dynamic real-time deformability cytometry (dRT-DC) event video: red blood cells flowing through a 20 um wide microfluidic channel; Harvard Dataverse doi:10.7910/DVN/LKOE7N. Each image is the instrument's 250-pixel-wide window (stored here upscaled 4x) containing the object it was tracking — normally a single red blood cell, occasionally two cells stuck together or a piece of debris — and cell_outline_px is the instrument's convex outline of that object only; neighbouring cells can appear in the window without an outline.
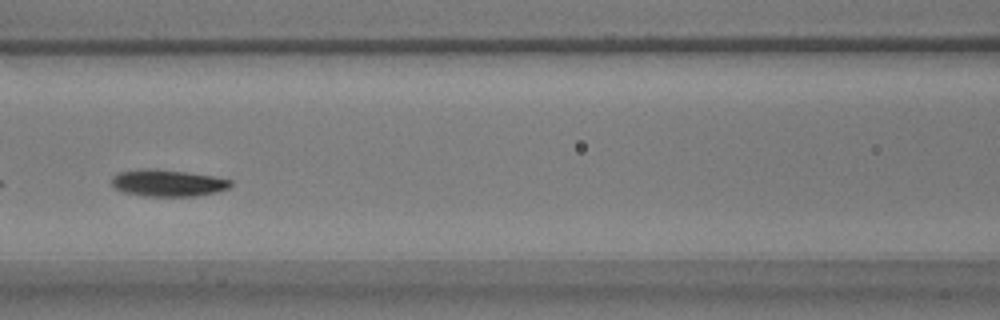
{"species": "common noctule bat (a hibernating species)", "species_latin": "Nyctalus noctula", "temperature_condition": "warm", "stored_images_in_passage": 18, "camera_frame_rate_fps": 3000, "um_per_image_px": 0.085, "animal": {"sex": "male", "body_mass_g": 17.9}, "frame": {"image": 1, "passage_image": 8, "time_ms": 2.333, "image_size_px": [1000, 320], "cell_outline_px": [[232, 184], [228, 188], [216, 192], [196, 196], [144, 196], [124, 192], [116, 188], [112, 184], [112, 176], [120, 172], [184, 172], [212, 176], [232, 180]], "centroid_in_image_um": [14.34, 15.62], "position_along_channel_um": 152.3, "area_um2": 17.4}}
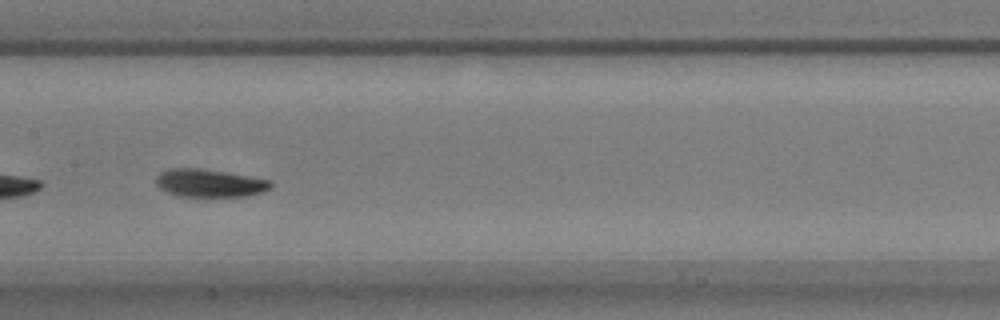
{"frame": {"image": 2, "passage_image": 11, "time_ms": 3.333, "image_size_px": [1000, 320], "cell_outline_px": [[272, 188], [260, 192], [244, 196], [176, 196], [160, 188], [156, 184], [156, 176], [160, 172], [168, 168], [196, 168], [224, 172], [272, 180]], "centroid_in_image_um": [17.79, 15.56], "position_along_channel_um": 189.6, "area_um2": 18.5}}